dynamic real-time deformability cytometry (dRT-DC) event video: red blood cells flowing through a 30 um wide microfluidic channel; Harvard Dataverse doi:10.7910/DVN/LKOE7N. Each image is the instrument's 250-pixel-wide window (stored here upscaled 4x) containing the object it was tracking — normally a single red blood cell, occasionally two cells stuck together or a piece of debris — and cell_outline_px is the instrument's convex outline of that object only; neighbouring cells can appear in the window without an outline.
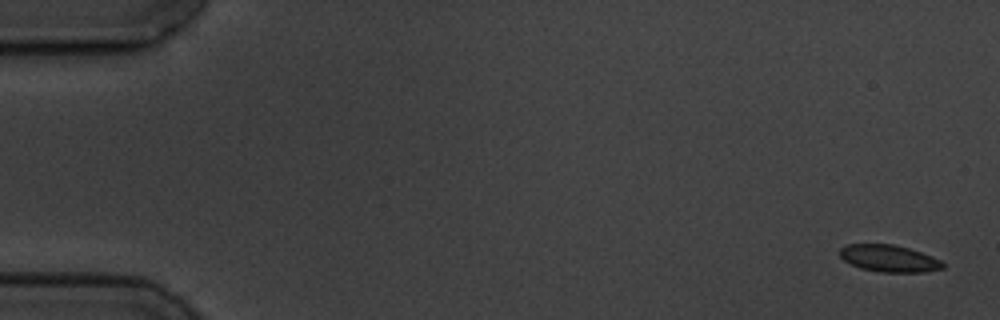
{"species": "common noctule bat (a hibernating species)", "species_latin": "Nyctalus noctula", "temperature_condition": "cold", "stored_images_in_passage": 5, "camera_frame_rate_fps": 3000, "um_per_image_px": 0.085, "animal": {"sex": "male", "body_mass_g": 19.5, "forearm_length_mm": 54.6}, "frame": {"image": 1, "passage_image": 1, "time_ms": 0.0, "image_size_px": [1000, 320], "cell_outline_px": [[944, 268], [924, 272], [880, 272], [860, 268], [844, 260], [840, 256], [840, 248], [848, 244], [892, 244], [908, 248], [932, 256], [940, 260], [944, 264]], "centroid_in_image_um": [75.57, 21.97], "position_along_channel_um": 9.4, "area_um2": 16.07}}
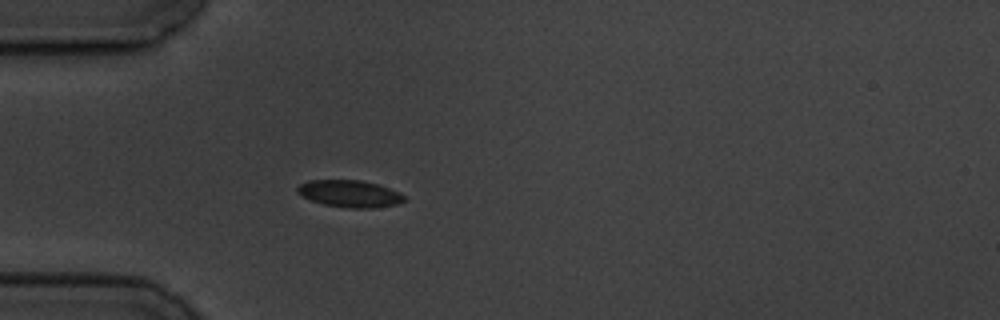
{"frame": {"image": 2, "passage_image": 5, "time_ms": 5.0, "image_size_px": [1000, 320], "cell_outline_px": [[404, 200], [396, 204], [376, 208], [348, 208], [324, 204], [312, 200], [296, 192], [296, 188], [300, 184], [308, 180], [360, 180], [376, 184], [400, 192], [404, 196]], "centroid_in_image_um": [29.71, 16.46], "position_along_channel_um": 55.3, "area_um2": 16.65}}